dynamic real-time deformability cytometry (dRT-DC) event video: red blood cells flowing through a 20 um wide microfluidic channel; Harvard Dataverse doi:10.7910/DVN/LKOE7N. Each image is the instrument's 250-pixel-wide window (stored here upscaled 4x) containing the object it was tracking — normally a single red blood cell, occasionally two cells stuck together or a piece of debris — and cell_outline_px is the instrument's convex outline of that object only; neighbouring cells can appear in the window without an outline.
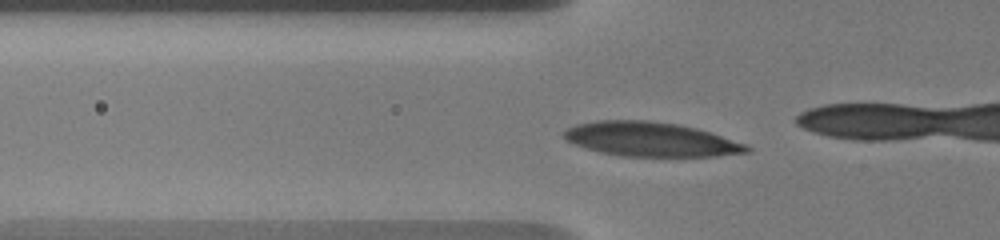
{"species": "human", "species_latin": "Homo sapiens", "temperature_condition": "warm", "stored_images_in_passage": 28, "camera_frame_rate_fps": 3000, "um_per_image_px": 0.085, "donor": {"sex": "male"}, "frame": {"image": 1, "passage_image": 19, "time_ms": 4.667, "image_size_px": [1000, 240], "cell_outline_px": [[752, 152], [716, 156], [620, 156], [600, 152], [572, 144], [564, 140], [564, 132], [568, 128], [576, 124], [596, 120], [648, 120], [676, 124], [696, 128], [748, 144], [752, 148]], "centroid_in_image_um": [55.32, 11.84], "position_along_channel_um": 70.5, "area_um2": 36.7}}